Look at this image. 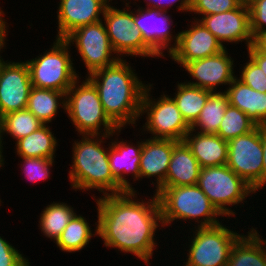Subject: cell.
<instances>
[{
	"instance_id": "83f0119b",
	"label": "cell",
	"mask_w": 266,
	"mask_h": 266,
	"mask_svg": "<svg viewBox=\"0 0 266 266\" xmlns=\"http://www.w3.org/2000/svg\"><path fill=\"white\" fill-rule=\"evenodd\" d=\"M228 105L229 99L225 91L212 92L190 129L199 133L217 134Z\"/></svg>"
},
{
	"instance_id": "f6af8a7d",
	"label": "cell",
	"mask_w": 266,
	"mask_h": 266,
	"mask_svg": "<svg viewBox=\"0 0 266 266\" xmlns=\"http://www.w3.org/2000/svg\"><path fill=\"white\" fill-rule=\"evenodd\" d=\"M248 229H251L260 238V240L262 241V243L265 245V248H266V239L262 238V236L258 233L257 228L251 227V228H248Z\"/></svg>"
},
{
	"instance_id": "9a60e30c",
	"label": "cell",
	"mask_w": 266,
	"mask_h": 266,
	"mask_svg": "<svg viewBox=\"0 0 266 266\" xmlns=\"http://www.w3.org/2000/svg\"><path fill=\"white\" fill-rule=\"evenodd\" d=\"M234 60L230 57L227 48L220 53L203 59L190 61L182 68L195 81L186 80L185 83L202 89L216 92L219 86H229L236 77Z\"/></svg>"
},
{
	"instance_id": "277c9868",
	"label": "cell",
	"mask_w": 266,
	"mask_h": 266,
	"mask_svg": "<svg viewBox=\"0 0 266 266\" xmlns=\"http://www.w3.org/2000/svg\"><path fill=\"white\" fill-rule=\"evenodd\" d=\"M157 195L163 228L177 221L195 220V227H212L218 224L217 217H224L211 203L198 185L160 187ZM198 223V224H197Z\"/></svg>"
},
{
	"instance_id": "4dcf8cb0",
	"label": "cell",
	"mask_w": 266,
	"mask_h": 266,
	"mask_svg": "<svg viewBox=\"0 0 266 266\" xmlns=\"http://www.w3.org/2000/svg\"><path fill=\"white\" fill-rule=\"evenodd\" d=\"M42 125V122L27 108L9 112L0 118L1 141L4 140L3 135L6 133L17 142Z\"/></svg>"
},
{
	"instance_id": "1f68e13d",
	"label": "cell",
	"mask_w": 266,
	"mask_h": 266,
	"mask_svg": "<svg viewBox=\"0 0 266 266\" xmlns=\"http://www.w3.org/2000/svg\"><path fill=\"white\" fill-rule=\"evenodd\" d=\"M256 126L257 125L246 113L229 104L221 121L217 135L223 140L229 141L240 135L249 133Z\"/></svg>"
},
{
	"instance_id": "ffe728a7",
	"label": "cell",
	"mask_w": 266,
	"mask_h": 266,
	"mask_svg": "<svg viewBox=\"0 0 266 266\" xmlns=\"http://www.w3.org/2000/svg\"><path fill=\"white\" fill-rule=\"evenodd\" d=\"M117 139H111V144L108 143L111 173L126 191L137 192L128 181L129 179L126 178V175L129 176V174H132L133 181L139 180V164L143 141H138L135 145L131 142L128 144L123 139L122 141Z\"/></svg>"
},
{
	"instance_id": "e575fe53",
	"label": "cell",
	"mask_w": 266,
	"mask_h": 266,
	"mask_svg": "<svg viewBox=\"0 0 266 266\" xmlns=\"http://www.w3.org/2000/svg\"><path fill=\"white\" fill-rule=\"evenodd\" d=\"M248 58L245 66L240 70L241 74L238 79L253 90L266 93V75L250 57Z\"/></svg>"
},
{
	"instance_id": "9c48e42d",
	"label": "cell",
	"mask_w": 266,
	"mask_h": 266,
	"mask_svg": "<svg viewBox=\"0 0 266 266\" xmlns=\"http://www.w3.org/2000/svg\"><path fill=\"white\" fill-rule=\"evenodd\" d=\"M228 228L223 223L212 227L190 228L193 237L189 238L191 240L184 266H227L232 246L242 235Z\"/></svg>"
},
{
	"instance_id": "d6986e66",
	"label": "cell",
	"mask_w": 266,
	"mask_h": 266,
	"mask_svg": "<svg viewBox=\"0 0 266 266\" xmlns=\"http://www.w3.org/2000/svg\"><path fill=\"white\" fill-rule=\"evenodd\" d=\"M178 141L171 139L148 138L143 140L140 156L139 179L154 177L152 181L154 191L165 182L174 145Z\"/></svg>"
},
{
	"instance_id": "f1b7e54d",
	"label": "cell",
	"mask_w": 266,
	"mask_h": 266,
	"mask_svg": "<svg viewBox=\"0 0 266 266\" xmlns=\"http://www.w3.org/2000/svg\"><path fill=\"white\" fill-rule=\"evenodd\" d=\"M89 225L86 218L76 213L60 234L55 244L64 252L74 253L83 250L86 245L88 246L93 236H98V226L95 227V232L93 233Z\"/></svg>"
},
{
	"instance_id": "d4e9b609",
	"label": "cell",
	"mask_w": 266,
	"mask_h": 266,
	"mask_svg": "<svg viewBox=\"0 0 266 266\" xmlns=\"http://www.w3.org/2000/svg\"><path fill=\"white\" fill-rule=\"evenodd\" d=\"M50 128L48 124H43L35 132L19 139L15 142V153L19 157L54 159L58 141Z\"/></svg>"
},
{
	"instance_id": "ee69618b",
	"label": "cell",
	"mask_w": 266,
	"mask_h": 266,
	"mask_svg": "<svg viewBox=\"0 0 266 266\" xmlns=\"http://www.w3.org/2000/svg\"><path fill=\"white\" fill-rule=\"evenodd\" d=\"M3 143L4 142H2L1 141V128H0V168L1 167H3L4 166V160H5V158H3L4 156L2 155V153H3Z\"/></svg>"
},
{
	"instance_id": "bcb514c9",
	"label": "cell",
	"mask_w": 266,
	"mask_h": 266,
	"mask_svg": "<svg viewBox=\"0 0 266 266\" xmlns=\"http://www.w3.org/2000/svg\"><path fill=\"white\" fill-rule=\"evenodd\" d=\"M243 3H249L251 0H241Z\"/></svg>"
},
{
	"instance_id": "74e56055",
	"label": "cell",
	"mask_w": 266,
	"mask_h": 266,
	"mask_svg": "<svg viewBox=\"0 0 266 266\" xmlns=\"http://www.w3.org/2000/svg\"><path fill=\"white\" fill-rule=\"evenodd\" d=\"M144 2H146V7L160 11H167L168 7L171 8L173 5L175 6L176 2H178L176 6L178 9L177 11H185V13L190 11L192 5V0H144ZM165 3H167V5Z\"/></svg>"
},
{
	"instance_id": "d6a6232c",
	"label": "cell",
	"mask_w": 266,
	"mask_h": 266,
	"mask_svg": "<svg viewBox=\"0 0 266 266\" xmlns=\"http://www.w3.org/2000/svg\"><path fill=\"white\" fill-rule=\"evenodd\" d=\"M22 159L20 168L30 182H39L50 179L51 167L55 159L36 158V157H20ZM23 163V164H22Z\"/></svg>"
},
{
	"instance_id": "ac0fdd59",
	"label": "cell",
	"mask_w": 266,
	"mask_h": 266,
	"mask_svg": "<svg viewBox=\"0 0 266 266\" xmlns=\"http://www.w3.org/2000/svg\"><path fill=\"white\" fill-rule=\"evenodd\" d=\"M110 0H60L57 9V39H64L78 27L103 20Z\"/></svg>"
},
{
	"instance_id": "3957f363",
	"label": "cell",
	"mask_w": 266,
	"mask_h": 266,
	"mask_svg": "<svg viewBox=\"0 0 266 266\" xmlns=\"http://www.w3.org/2000/svg\"><path fill=\"white\" fill-rule=\"evenodd\" d=\"M120 133L121 128L111 135H81L80 141H74L68 174L72 189L83 192L95 189L103 195L126 192L111 173L109 146L104 148L105 144L102 145L106 139L118 137Z\"/></svg>"
},
{
	"instance_id": "603a6c76",
	"label": "cell",
	"mask_w": 266,
	"mask_h": 266,
	"mask_svg": "<svg viewBox=\"0 0 266 266\" xmlns=\"http://www.w3.org/2000/svg\"><path fill=\"white\" fill-rule=\"evenodd\" d=\"M226 89L231 106L246 113L257 126H266V93L253 90L237 76Z\"/></svg>"
},
{
	"instance_id": "ab89813d",
	"label": "cell",
	"mask_w": 266,
	"mask_h": 266,
	"mask_svg": "<svg viewBox=\"0 0 266 266\" xmlns=\"http://www.w3.org/2000/svg\"><path fill=\"white\" fill-rule=\"evenodd\" d=\"M252 46L259 52L266 54V30L258 32L253 37Z\"/></svg>"
},
{
	"instance_id": "5b68a950",
	"label": "cell",
	"mask_w": 266,
	"mask_h": 266,
	"mask_svg": "<svg viewBox=\"0 0 266 266\" xmlns=\"http://www.w3.org/2000/svg\"><path fill=\"white\" fill-rule=\"evenodd\" d=\"M79 79L66 92L69 120L79 135L113 134L119 128L105 114L96 87L87 77L81 83Z\"/></svg>"
},
{
	"instance_id": "7402d4cb",
	"label": "cell",
	"mask_w": 266,
	"mask_h": 266,
	"mask_svg": "<svg viewBox=\"0 0 266 266\" xmlns=\"http://www.w3.org/2000/svg\"><path fill=\"white\" fill-rule=\"evenodd\" d=\"M201 167L186 142L178 141L173 148L166 180L161 187L197 185Z\"/></svg>"
},
{
	"instance_id": "f35d334b",
	"label": "cell",
	"mask_w": 266,
	"mask_h": 266,
	"mask_svg": "<svg viewBox=\"0 0 266 266\" xmlns=\"http://www.w3.org/2000/svg\"><path fill=\"white\" fill-rule=\"evenodd\" d=\"M247 49L248 56L250 57L263 71L266 75V54L259 52L252 45Z\"/></svg>"
},
{
	"instance_id": "d590c367",
	"label": "cell",
	"mask_w": 266,
	"mask_h": 266,
	"mask_svg": "<svg viewBox=\"0 0 266 266\" xmlns=\"http://www.w3.org/2000/svg\"><path fill=\"white\" fill-rule=\"evenodd\" d=\"M0 266H30V262L3 236H0Z\"/></svg>"
},
{
	"instance_id": "e0dca14e",
	"label": "cell",
	"mask_w": 266,
	"mask_h": 266,
	"mask_svg": "<svg viewBox=\"0 0 266 266\" xmlns=\"http://www.w3.org/2000/svg\"><path fill=\"white\" fill-rule=\"evenodd\" d=\"M167 14L168 11L140 6L134 11L135 26L141 31L145 42L160 58L165 57L163 54L165 50L170 53L175 48L179 38V34H171L173 20L171 15ZM172 40L173 44H171Z\"/></svg>"
},
{
	"instance_id": "7c38bea8",
	"label": "cell",
	"mask_w": 266,
	"mask_h": 266,
	"mask_svg": "<svg viewBox=\"0 0 266 266\" xmlns=\"http://www.w3.org/2000/svg\"><path fill=\"white\" fill-rule=\"evenodd\" d=\"M64 40L75 45L87 68L86 76L120 59L110 44L103 20L76 28Z\"/></svg>"
},
{
	"instance_id": "ba28073f",
	"label": "cell",
	"mask_w": 266,
	"mask_h": 266,
	"mask_svg": "<svg viewBox=\"0 0 266 266\" xmlns=\"http://www.w3.org/2000/svg\"><path fill=\"white\" fill-rule=\"evenodd\" d=\"M152 87L153 84L149 83L142 97L140 117L146 115V122L140 130L152 134L150 138L183 141L190 126L183 119L172 97L162 93L158 100L151 98Z\"/></svg>"
},
{
	"instance_id": "cb8c5ba5",
	"label": "cell",
	"mask_w": 266,
	"mask_h": 266,
	"mask_svg": "<svg viewBox=\"0 0 266 266\" xmlns=\"http://www.w3.org/2000/svg\"><path fill=\"white\" fill-rule=\"evenodd\" d=\"M227 266H266V248L250 229L233 244Z\"/></svg>"
},
{
	"instance_id": "836d02e7",
	"label": "cell",
	"mask_w": 266,
	"mask_h": 266,
	"mask_svg": "<svg viewBox=\"0 0 266 266\" xmlns=\"http://www.w3.org/2000/svg\"><path fill=\"white\" fill-rule=\"evenodd\" d=\"M243 2L241 0H192L189 13L203 16L227 12L238 8Z\"/></svg>"
},
{
	"instance_id": "8992f818",
	"label": "cell",
	"mask_w": 266,
	"mask_h": 266,
	"mask_svg": "<svg viewBox=\"0 0 266 266\" xmlns=\"http://www.w3.org/2000/svg\"><path fill=\"white\" fill-rule=\"evenodd\" d=\"M69 45L64 39H55L53 46L43 55L25 61L33 87L53 89L66 93L79 78Z\"/></svg>"
},
{
	"instance_id": "60d3db41",
	"label": "cell",
	"mask_w": 266,
	"mask_h": 266,
	"mask_svg": "<svg viewBox=\"0 0 266 266\" xmlns=\"http://www.w3.org/2000/svg\"><path fill=\"white\" fill-rule=\"evenodd\" d=\"M261 140L263 149V189L266 186V126H261Z\"/></svg>"
},
{
	"instance_id": "8d00e7d4",
	"label": "cell",
	"mask_w": 266,
	"mask_h": 266,
	"mask_svg": "<svg viewBox=\"0 0 266 266\" xmlns=\"http://www.w3.org/2000/svg\"><path fill=\"white\" fill-rule=\"evenodd\" d=\"M248 6L250 11V30L254 37L258 32L266 30V0H251Z\"/></svg>"
},
{
	"instance_id": "8fae6325",
	"label": "cell",
	"mask_w": 266,
	"mask_h": 266,
	"mask_svg": "<svg viewBox=\"0 0 266 266\" xmlns=\"http://www.w3.org/2000/svg\"><path fill=\"white\" fill-rule=\"evenodd\" d=\"M226 165L256 191L263 189L261 126L228 141Z\"/></svg>"
},
{
	"instance_id": "7a4b0ae2",
	"label": "cell",
	"mask_w": 266,
	"mask_h": 266,
	"mask_svg": "<svg viewBox=\"0 0 266 266\" xmlns=\"http://www.w3.org/2000/svg\"><path fill=\"white\" fill-rule=\"evenodd\" d=\"M132 66L123 58L87 77L96 87L105 114L118 127L137 126L145 88ZM137 120V121H136ZM126 126V127H124Z\"/></svg>"
},
{
	"instance_id": "4fadbf2b",
	"label": "cell",
	"mask_w": 266,
	"mask_h": 266,
	"mask_svg": "<svg viewBox=\"0 0 266 266\" xmlns=\"http://www.w3.org/2000/svg\"><path fill=\"white\" fill-rule=\"evenodd\" d=\"M32 88L30 72L24 61H4L0 54V118L27 108Z\"/></svg>"
},
{
	"instance_id": "30bf717a",
	"label": "cell",
	"mask_w": 266,
	"mask_h": 266,
	"mask_svg": "<svg viewBox=\"0 0 266 266\" xmlns=\"http://www.w3.org/2000/svg\"><path fill=\"white\" fill-rule=\"evenodd\" d=\"M129 3L131 1L126 2V7L122 9L109 3L102 16L114 52L120 59L126 56L159 59L160 56L145 42L141 31L135 26L134 11Z\"/></svg>"
},
{
	"instance_id": "f546056e",
	"label": "cell",
	"mask_w": 266,
	"mask_h": 266,
	"mask_svg": "<svg viewBox=\"0 0 266 266\" xmlns=\"http://www.w3.org/2000/svg\"><path fill=\"white\" fill-rule=\"evenodd\" d=\"M40 214L39 229L45 237L50 238L54 243L59 238L65 227L76 214L70 205L65 202H54L48 204Z\"/></svg>"
},
{
	"instance_id": "484cf974",
	"label": "cell",
	"mask_w": 266,
	"mask_h": 266,
	"mask_svg": "<svg viewBox=\"0 0 266 266\" xmlns=\"http://www.w3.org/2000/svg\"><path fill=\"white\" fill-rule=\"evenodd\" d=\"M60 108L66 111V93L32 86L29 93L27 109L31 111L42 124L52 123Z\"/></svg>"
},
{
	"instance_id": "7bdbcfd3",
	"label": "cell",
	"mask_w": 266,
	"mask_h": 266,
	"mask_svg": "<svg viewBox=\"0 0 266 266\" xmlns=\"http://www.w3.org/2000/svg\"><path fill=\"white\" fill-rule=\"evenodd\" d=\"M7 35L8 34H6V33H0V53H2V51H4V50H1V49H5V47H6V41L5 40H7L6 38H7Z\"/></svg>"
},
{
	"instance_id": "52a82bcc",
	"label": "cell",
	"mask_w": 266,
	"mask_h": 266,
	"mask_svg": "<svg viewBox=\"0 0 266 266\" xmlns=\"http://www.w3.org/2000/svg\"><path fill=\"white\" fill-rule=\"evenodd\" d=\"M197 185L217 210L229 219L237 214L231 210L232 206L244 204L247 197L257 193L227 165L201 168Z\"/></svg>"
},
{
	"instance_id": "2e32d148",
	"label": "cell",
	"mask_w": 266,
	"mask_h": 266,
	"mask_svg": "<svg viewBox=\"0 0 266 266\" xmlns=\"http://www.w3.org/2000/svg\"><path fill=\"white\" fill-rule=\"evenodd\" d=\"M177 33L179 34L177 45L167 55L181 67L190 61L216 55L226 48L200 21L195 19L187 30Z\"/></svg>"
},
{
	"instance_id": "5bb4252c",
	"label": "cell",
	"mask_w": 266,
	"mask_h": 266,
	"mask_svg": "<svg viewBox=\"0 0 266 266\" xmlns=\"http://www.w3.org/2000/svg\"><path fill=\"white\" fill-rule=\"evenodd\" d=\"M200 21L222 44L224 42L238 44L243 42L247 48L252 45L253 36L250 30V11L247 3H242L238 8L218 13L203 16Z\"/></svg>"
},
{
	"instance_id": "4316f807",
	"label": "cell",
	"mask_w": 266,
	"mask_h": 266,
	"mask_svg": "<svg viewBox=\"0 0 266 266\" xmlns=\"http://www.w3.org/2000/svg\"><path fill=\"white\" fill-rule=\"evenodd\" d=\"M176 88L175 96L172 98L176 102L183 119L191 126L198 119L201 110L212 92L191 86L185 82H178Z\"/></svg>"
},
{
	"instance_id": "b9f144b4",
	"label": "cell",
	"mask_w": 266,
	"mask_h": 266,
	"mask_svg": "<svg viewBox=\"0 0 266 266\" xmlns=\"http://www.w3.org/2000/svg\"><path fill=\"white\" fill-rule=\"evenodd\" d=\"M2 7H0V33H7L8 34V29L7 27V20L4 19L3 15L6 14L4 11L1 10ZM5 20V21H4Z\"/></svg>"
},
{
	"instance_id": "6da1fadb",
	"label": "cell",
	"mask_w": 266,
	"mask_h": 266,
	"mask_svg": "<svg viewBox=\"0 0 266 266\" xmlns=\"http://www.w3.org/2000/svg\"><path fill=\"white\" fill-rule=\"evenodd\" d=\"M138 192L101 195L96 201L98 236L104 245L131 253L150 266L157 247L155 233L163 227L157 195L147 202L137 199ZM136 198V199H135ZM139 200V201H138ZM141 201V202H140Z\"/></svg>"
},
{
	"instance_id": "44dd1931",
	"label": "cell",
	"mask_w": 266,
	"mask_h": 266,
	"mask_svg": "<svg viewBox=\"0 0 266 266\" xmlns=\"http://www.w3.org/2000/svg\"><path fill=\"white\" fill-rule=\"evenodd\" d=\"M184 141L201 168L227 164L228 141L217 134L199 133L190 129Z\"/></svg>"
}]
</instances>
